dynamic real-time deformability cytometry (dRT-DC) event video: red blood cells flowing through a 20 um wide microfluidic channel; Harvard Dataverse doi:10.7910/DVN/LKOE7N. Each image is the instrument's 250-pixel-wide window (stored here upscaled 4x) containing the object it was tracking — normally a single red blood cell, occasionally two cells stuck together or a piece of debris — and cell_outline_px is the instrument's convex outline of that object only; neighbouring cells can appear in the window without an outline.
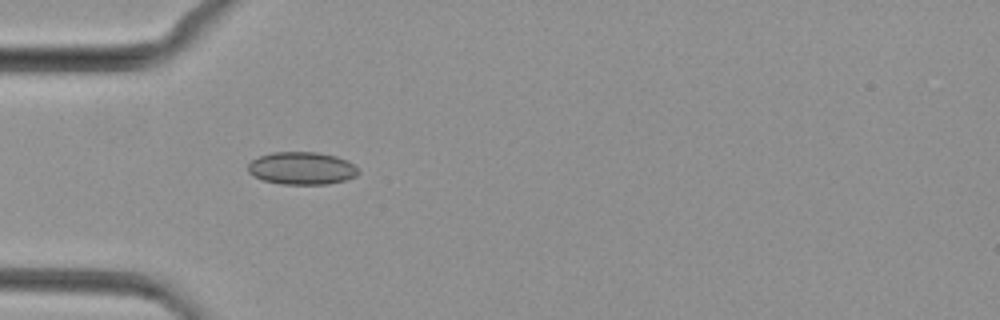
{"species": "common noctule bat (a hibernating species)", "species_latin": "Nyctalus noctula", "temperature_condition": "cold", "stored_images_in_passage": 48, "camera_frame_rate_fps": 3000, "um_per_image_px": 0.085, "animal": {"sex": "female", "body_mass_g": 29.2, "forearm_length_mm": 56.3}, "frame": {"image": 1, "passage_image": 14, "time_ms": 4.333, "image_size_px": [1000, 320], "cell_outline_px": [[360, 172], [356, 176], [344, 180], [328, 184], [280, 184], [264, 180], [252, 176], [248, 172], [248, 164], [252, 160], [260, 156], [272, 152], [316, 152], [336, 156], [348, 160]], "centroid_in_image_um": [25.64, 14.3], "position_along_channel_um": 59.4, "area_um2": 20.98}}
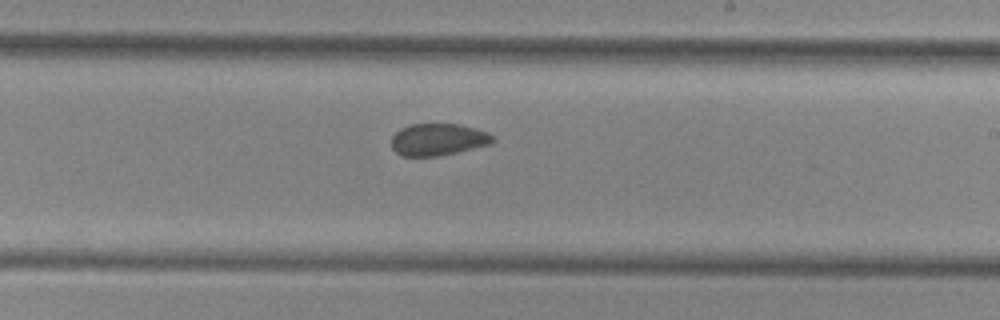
{"frame": {"image": 2, "passage_image": 28, "time_ms": 9.0, "image_size_px": [1000, 320], "cell_outline_px": [[496, 140], [488, 144], [440, 156], [404, 156], [396, 152], [392, 148], [392, 136], [400, 128], [408, 124], [460, 124], [488, 132], [496, 136]], "centroid_in_image_um": [37.24, 11.85], "position_along_channel_um": 251.8, "area_um2": 18.9}}
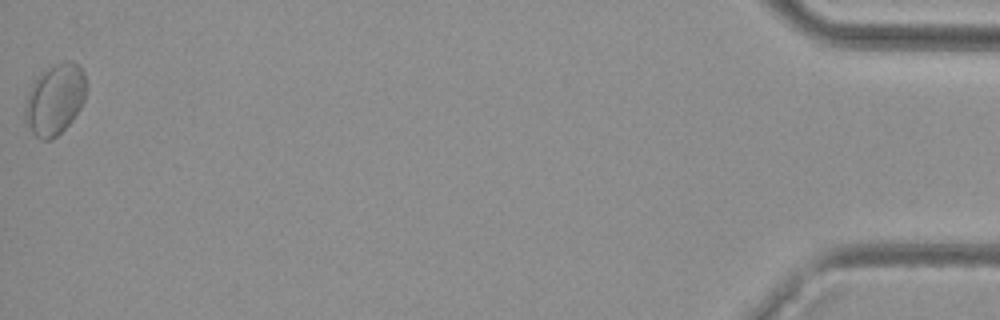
{"frame": {"image": 3, "passage_image": 48, "time_ms": 15.667, "image_size_px": [1000, 320], "cell_outline_px": [[88, 84], [84, 100], [80, 108], [72, 120], [52, 140], [40, 140], [24, 124], [24, 104], [28, 92], [32, 84], [48, 68], [56, 64], [68, 60], [72, 60], [84, 72]], "centroid_in_image_um": [4.66, 8.47], "position_along_channel_um": 430.5, "area_um2": 25.37}}